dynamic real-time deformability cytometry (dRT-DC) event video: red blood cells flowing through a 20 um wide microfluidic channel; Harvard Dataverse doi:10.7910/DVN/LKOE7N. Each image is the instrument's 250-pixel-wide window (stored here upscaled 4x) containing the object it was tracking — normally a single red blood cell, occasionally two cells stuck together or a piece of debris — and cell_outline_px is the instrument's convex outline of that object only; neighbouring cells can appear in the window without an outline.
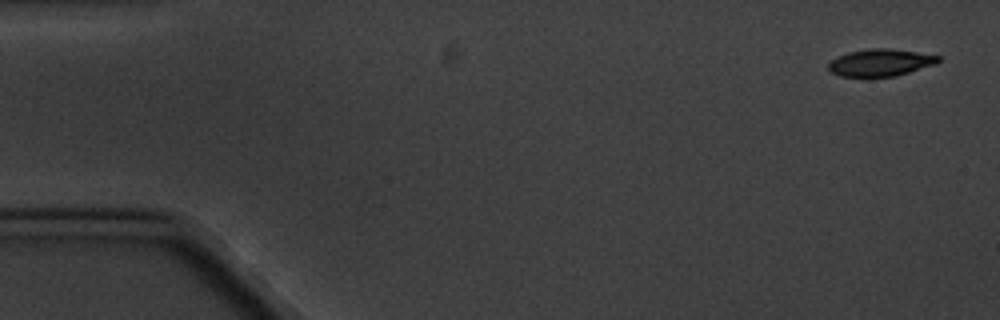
{"species": "common noctule bat (a hibernating species)", "species_latin": "Nyctalus noctula", "temperature_condition": "cold", "stored_images_in_passage": 5, "camera_frame_rate_fps": 3000, "um_per_image_px": 0.085, "animal": {"sex": "male", "body_mass_g": 20.1, "forearm_length_mm": 53.5}, "frame": {"image": 1, "passage_image": 1, "time_ms": 0.0, "image_size_px": [1000, 320], "cell_outline_px": [[940, 60], [936, 64], [896, 76], [840, 76], [832, 72], [828, 68], [828, 64], [836, 56], [848, 52], [872, 48], [888, 48], [916, 52], [940, 56]], "centroid_in_image_um": [74.83, 5.31], "position_along_channel_um": 10.2, "area_um2": 17.22}}
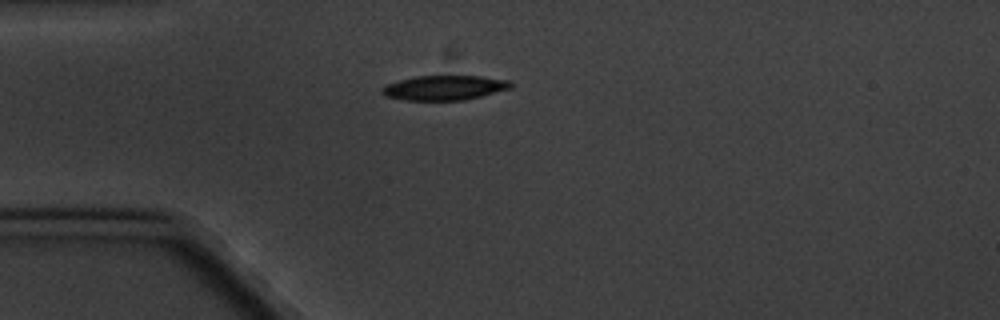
{"frame": {"image": 2, "passage_image": 5, "time_ms": 4.333, "image_size_px": [1000, 320], "cell_outline_px": [[512, 88], [464, 100], [404, 100], [384, 96], [380, 92], [380, 88], [388, 84], [400, 80], [416, 76], [480, 76], [508, 80], [512, 84]], "centroid_in_image_um": [37.74, 7.46], "position_along_channel_um": 47.3, "area_um2": 18.44}}